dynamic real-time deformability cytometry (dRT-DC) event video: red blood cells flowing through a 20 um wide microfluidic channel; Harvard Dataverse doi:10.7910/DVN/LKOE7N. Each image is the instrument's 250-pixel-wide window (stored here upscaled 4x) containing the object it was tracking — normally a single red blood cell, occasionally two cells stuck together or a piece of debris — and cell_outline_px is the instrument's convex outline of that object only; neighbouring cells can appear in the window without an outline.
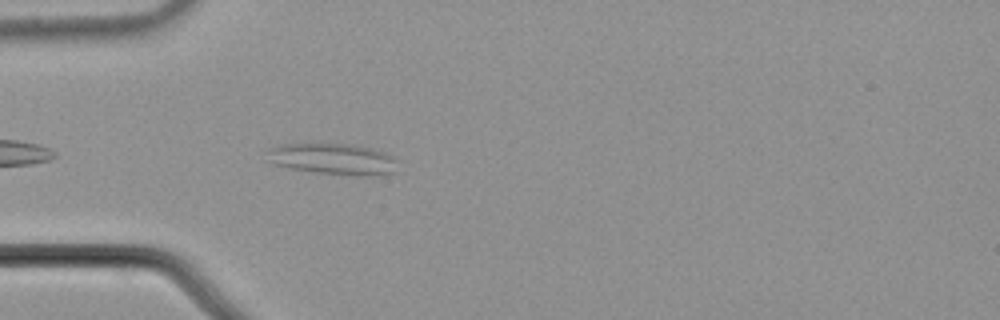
{"species": "common noctule bat (a hibernating species)", "species_latin": "Nyctalus noctula", "temperature_condition": "cold", "stored_images_in_passage": 8, "camera_frame_rate_fps": 3000, "um_per_image_px": 0.085, "animal": {"sex": "male", "body_mass_g": 21.5, "forearm_length_mm": 52.0}, "frame": {"image": 1, "passage_image": 4, "time_ms": 1.0, "image_size_px": [1000, 320], "cell_outline_px": [[396, 172], [368, 176], [356, 176], [316, 172], [288, 168], [272, 164], [268, 160], [272, 148], [284, 144], [356, 144], [372, 148], [384, 152], [392, 156]], "centroid_in_image_um": [28.33, 13.52], "position_along_channel_um": 56.7, "area_um2": 23.47}}